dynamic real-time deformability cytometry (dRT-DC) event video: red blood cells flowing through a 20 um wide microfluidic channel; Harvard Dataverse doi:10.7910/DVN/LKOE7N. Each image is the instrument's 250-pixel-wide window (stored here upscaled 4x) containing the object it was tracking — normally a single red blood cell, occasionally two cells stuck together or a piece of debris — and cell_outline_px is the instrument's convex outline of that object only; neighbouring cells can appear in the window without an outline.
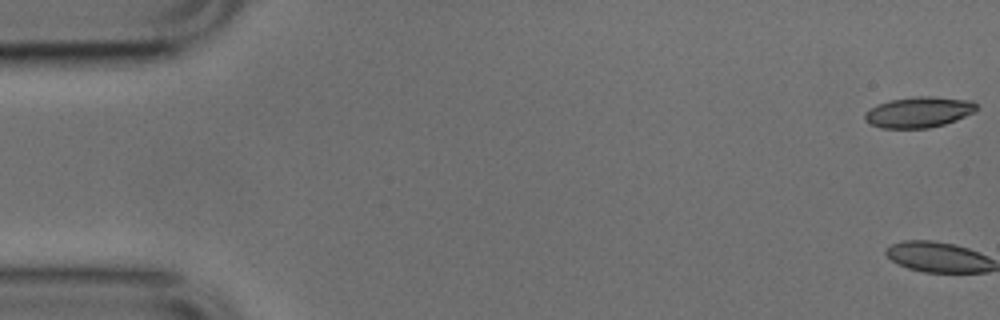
{"species": "common noctule bat (a hibernating species)", "species_latin": "Nyctalus noctula", "temperature_condition": "cold", "stored_images_in_passage": 53, "camera_frame_rate_fps": 3000, "um_per_image_px": 0.085, "animal": {"sex": "male", "body_mass_g": 17.9, "forearm_length_mm": 54.2}, "frame": {"image": 1, "passage_image": 1, "time_ms": 0.0, "image_size_px": [1000, 320], "cell_outline_px": [[980, 108], [976, 112], [956, 120], [944, 124], [928, 128], [880, 128], [868, 124], [864, 120], [864, 112], [876, 104], [892, 100], [916, 96], [932, 96], [972, 100]], "centroid_in_image_um": [78.1, 9.53], "position_along_channel_um": 6.9, "area_um2": 20.35}}
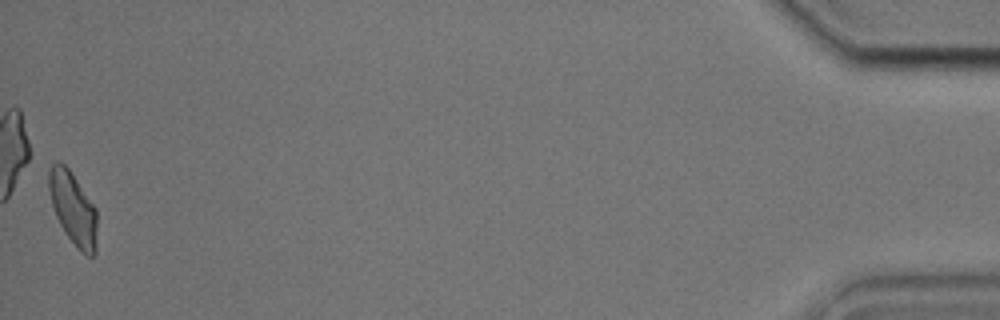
{"frame": {"image": 2, "passage_image": 53, "time_ms": 17.333, "image_size_px": [1000, 320], "cell_outline_px": [[96, 252], [92, 256], [88, 256], [80, 252], [76, 248], [64, 232], [56, 216], [52, 204], [48, 188], [48, 172], [52, 164], [56, 160], [60, 160], [68, 168], [96, 208]], "centroid_in_image_um": [6.19, 17.72], "position_along_channel_um": 429.0, "area_um2": 20.46}, "authors_computed_cell_mechanics": {"area_um2": 20.808, "velocity_mm_per_s": 3.8146, "shape_relaxation_time_tau1_ms": 10.9765, "shape_relaxation_time_tau2_ms": 3.9574, "deformation_change_tau1": 0.2008, "deformation_change_tau2": 0.0992}}